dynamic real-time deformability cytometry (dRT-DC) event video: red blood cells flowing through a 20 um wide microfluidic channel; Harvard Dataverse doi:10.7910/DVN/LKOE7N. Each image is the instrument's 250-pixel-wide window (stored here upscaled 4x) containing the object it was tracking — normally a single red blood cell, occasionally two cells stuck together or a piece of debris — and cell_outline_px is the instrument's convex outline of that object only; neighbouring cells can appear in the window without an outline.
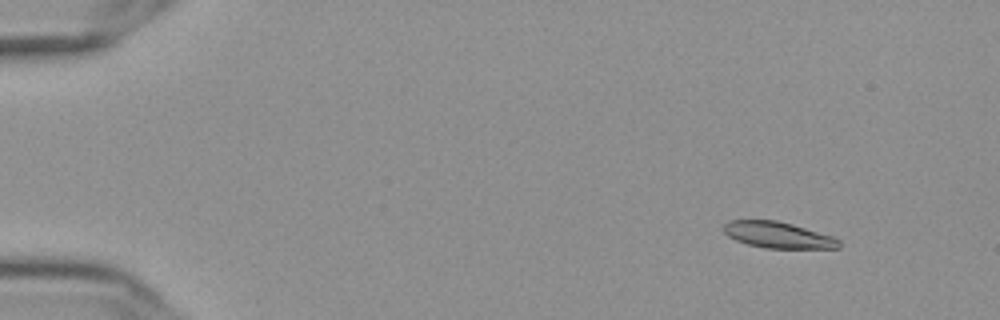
{"species": "Egyptian fruit bat (a non-hibernating species)", "species_latin": "Rousettus aegyptiacus", "temperature_condition": "cold", "stored_images_in_passage": 58, "camera_frame_rate_fps": 3000, "um_per_image_px": 0.085, "frame": {"image": 1, "passage_image": 6, "time_ms": 1.667, "image_size_px": [1000, 320], "cell_outline_px": [[840, 248], [764, 248], [748, 244], [736, 240], [728, 236], [724, 232], [724, 224], [728, 220], [776, 220], [792, 224], [832, 236], [840, 240]], "centroid_in_image_um": [66.12, 19.97], "position_along_channel_um": 18.9, "area_um2": 17.51}}
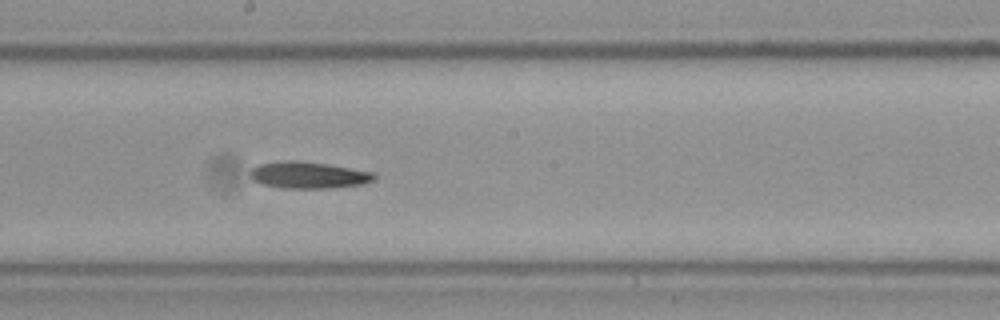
{"frame": {"image": 2, "passage_image": 32, "time_ms": 10.333, "image_size_px": [1000, 320], "cell_outline_px": [[376, 180], [364, 184], [332, 188], [284, 188], [260, 184], [252, 180], [252, 168], [260, 164], [284, 160], [296, 160], [324, 164], [376, 172]], "centroid_in_image_um": [26.26, 14.89], "position_along_channel_um": 221.9, "area_um2": 19.31}}
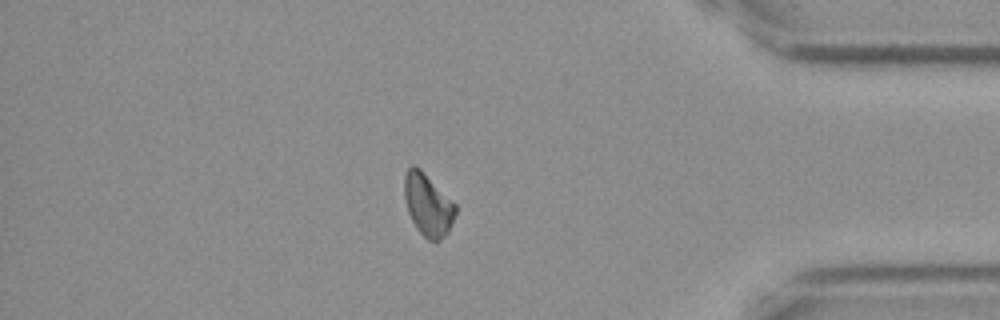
{"frame": {"image": 3, "passage_image": 49, "time_ms": 16.0, "image_size_px": [1000, 320], "cell_outline_px": [[456, 212], [452, 224], [448, 232], [440, 240], [428, 240], [416, 228], [408, 212], [404, 200], [404, 176], [408, 168], [412, 164], [416, 164], [456, 204]], "centroid_in_image_um": [36.36, 17.38], "position_along_channel_um": 398.8, "area_um2": 18.61}}